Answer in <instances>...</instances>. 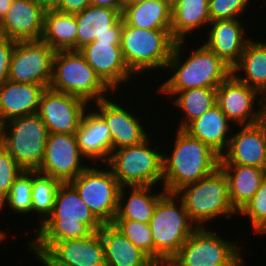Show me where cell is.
<instances>
[{
  "label": "cell",
  "mask_w": 266,
  "mask_h": 266,
  "mask_svg": "<svg viewBox=\"0 0 266 266\" xmlns=\"http://www.w3.org/2000/svg\"><path fill=\"white\" fill-rule=\"evenodd\" d=\"M154 245V259L175 256L189 236L198 228L190 219L176 193L166 192L149 221Z\"/></svg>",
  "instance_id": "ba28073f"
},
{
  "label": "cell",
  "mask_w": 266,
  "mask_h": 266,
  "mask_svg": "<svg viewBox=\"0 0 266 266\" xmlns=\"http://www.w3.org/2000/svg\"><path fill=\"white\" fill-rule=\"evenodd\" d=\"M114 94L118 95L117 92L112 93L111 98L109 96L90 105L105 120L110 130L112 152L122 147L138 145L151 135L150 132L153 133L145 128L147 124L142 122V115L139 116V112L134 115L127 104L122 105V98L116 99Z\"/></svg>",
  "instance_id": "4fadbf2b"
},
{
  "label": "cell",
  "mask_w": 266,
  "mask_h": 266,
  "mask_svg": "<svg viewBox=\"0 0 266 266\" xmlns=\"http://www.w3.org/2000/svg\"><path fill=\"white\" fill-rule=\"evenodd\" d=\"M76 14L46 11L41 40L55 51L76 50Z\"/></svg>",
  "instance_id": "1f68e13d"
},
{
  "label": "cell",
  "mask_w": 266,
  "mask_h": 266,
  "mask_svg": "<svg viewBox=\"0 0 266 266\" xmlns=\"http://www.w3.org/2000/svg\"><path fill=\"white\" fill-rule=\"evenodd\" d=\"M256 40L250 38L247 42L232 74L263 96L266 93V41Z\"/></svg>",
  "instance_id": "4dcf8cb0"
},
{
  "label": "cell",
  "mask_w": 266,
  "mask_h": 266,
  "mask_svg": "<svg viewBox=\"0 0 266 266\" xmlns=\"http://www.w3.org/2000/svg\"><path fill=\"white\" fill-rule=\"evenodd\" d=\"M171 151L162 146L163 183L168 193L178 190L214 173L220 165V156L201 140L176 128ZM168 147V148H167ZM167 152H166V151Z\"/></svg>",
  "instance_id": "3957f363"
},
{
  "label": "cell",
  "mask_w": 266,
  "mask_h": 266,
  "mask_svg": "<svg viewBox=\"0 0 266 266\" xmlns=\"http://www.w3.org/2000/svg\"><path fill=\"white\" fill-rule=\"evenodd\" d=\"M87 63L94 69L100 78L117 93L124 84L129 85L131 79L136 77L126 66L121 45L112 42L93 41L79 49Z\"/></svg>",
  "instance_id": "d6986e66"
},
{
  "label": "cell",
  "mask_w": 266,
  "mask_h": 266,
  "mask_svg": "<svg viewBox=\"0 0 266 266\" xmlns=\"http://www.w3.org/2000/svg\"><path fill=\"white\" fill-rule=\"evenodd\" d=\"M7 236H8V234L6 233V231H3V229L0 230V243H2V242L4 243V241H6V238H9Z\"/></svg>",
  "instance_id": "681fc988"
},
{
  "label": "cell",
  "mask_w": 266,
  "mask_h": 266,
  "mask_svg": "<svg viewBox=\"0 0 266 266\" xmlns=\"http://www.w3.org/2000/svg\"><path fill=\"white\" fill-rule=\"evenodd\" d=\"M98 232L103 242L106 266H149L151 258L112 223L102 224Z\"/></svg>",
  "instance_id": "83f0119b"
},
{
  "label": "cell",
  "mask_w": 266,
  "mask_h": 266,
  "mask_svg": "<svg viewBox=\"0 0 266 266\" xmlns=\"http://www.w3.org/2000/svg\"><path fill=\"white\" fill-rule=\"evenodd\" d=\"M213 227H198L182 245L175 258L182 266H221L241 249L239 241L224 238ZM240 245V246H239Z\"/></svg>",
  "instance_id": "8fae6325"
},
{
  "label": "cell",
  "mask_w": 266,
  "mask_h": 266,
  "mask_svg": "<svg viewBox=\"0 0 266 266\" xmlns=\"http://www.w3.org/2000/svg\"><path fill=\"white\" fill-rule=\"evenodd\" d=\"M45 11L57 10L63 0H39Z\"/></svg>",
  "instance_id": "f6af8a7d"
},
{
  "label": "cell",
  "mask_w": 266,
  "mask_h": 266,
  "mask_svg": "<svg viewBox=\"0 0 266 266\" xmlns=\"http://www.w3.org/2000/svg\"><path fill=\"white\" fill-rule=\"evenodd\" d=\"M171 4L174 2V1H176V0H168Z\"/></svg>",
  "instance_id": "f5cc1de1"
},
{
  "label": "cell",
  "mask_w": 266,
  "mask_h": 266,
  "mask_svg": "<svg viewBox=\"0 0 266 266\" xmlns=\"http://www.w3.org/2000/svg\"><path fill=\"white\" fill-rule=\"evenodd\" d=\"M216 103L234 126L262 121V95L233 74L217 87Z\"/></svg>",
  "instance_id": "9a60e30c"
},
{
  "label": "cell",
  "mask_w": 266,
  "mask_h": 266,
  "mask_svg": "<svg viewBox=\"0 0 266 266\" xmlns=\"http://www.w3.org/2000/svg\"><path fill=\"white\" fill-rule=\"evenodd\" d=\"M149 266H182V264L175 258V256H171L151 259Z\"/></svg>",
  "instance_id": "7bdbcfd3"
},
{
  "label": "cell",
  "mask_w": 266,
  "mask_h": 266,
  "mask_svg": "<svg viewBox=\"0 0 266 266\" xmlns=\"http://www.w3.org/2000/svg\"><path fill=\"white\" fill-rule=\"evenodd\" d=\"M251 0H209L210 21L242 19L249 7H253ZM248 8V9H247Z\"/></svg>",
  "instance_id": "74e56055"
},
{
  "label": "cell",
  "mask_w": 266,
  "mask_h": 266,
  "mask_svg": "<svg viewBox=\"0 0 266 266\" xmlns=\"http://www.w3.org/2000/svg\"><path fill=\"white\" fill-rule=\"evenodd\" d=\"M88 163L75 134L49 133L43 161L36 171L67 183L83 172Z\"/></svg>",
  "instance_id": "5bb4252c"
},
{
  "label": "cell",
  "mask_w": 266,
  "mask_h": 266,
  "mask_svg": "<svg viewBox=\"0 0 266 266\" xmlns=\"http://www.w3.org/2000/svg\"><path fill=\"white\" fill-rule=\"evenodd\" d=\"M125 0H90V5L123 10Z\"/></svg>",
  "instance_id": "b9f144b4"
},
{
  "label": "cell",
  "mask_w": 266,
  "mask_h": 266,
  "mask_svg": "<svg viewBox=\"0 0 266 266\" xmlns=\"http://www.w3.org/2000/svg\"><path fill=\"white\" fill-rule=\"evenodd\" d=\"M23 171L14 157L0 146V192L8 195L13 182Z\"/></svg>",
  "instance_id": "f35d334b"
},
{
  "label": "cell",
  "mask_w": 266,
  "mask_h": 266,
  "mask_svg": "<svg viewBox=\"0 0 266 266\" xmlns=\"http://www.w3.org/2000/svg\"><path fill=\"white\" fill-rule=\"evenodd\" d=\"M136 247L154 259V245L149 223L133 220H114L112 223Z\"/></svg>",
  "instance_id": "8d00e7d4"
},
{
  "label": "cell",
  "mask_w": 266,
  "mask_h": 266,
  "mask_svg": "<svg viewBox=\"0 0 266 266\" xmlns=\"http://www.w3.org/2000/svg\"><path fill=\"white\" fill-rule=\"evenodd\" d=\"M2 136H3V123L0 119V146H2Z\"/></svg>",
  "instance_id": "f907efd6"
},
{
  "label": "cell",
  "mask_w": 266,
  "mask_h": 266,
  "mask_svg": "<svg viewBox=\"0 0 266 266\" xmlns=\"http://www.w3.org/2000/svg\"><path fill=\"white\" fill-rule=\"evenodd\" d=\"M121 17L125 25L136 28L171 29V3L168 0L125 3Z\"/></svg>",
  "instance_id": "f546056e"
},
{
  "label": "cell",
  "mask_w": 266,
  "mask_h": 266,
  "mask_svg": "<svg viewBox=\"0 0 266 266\" xmlns=\"http://www.w3.org/2000/svg\"><path fill=\"white\" fill-rule=\"evenodd\" d=\"M101 226L75 188L69 182L61 183L52 214L37 226L25 246L37 260L54 242L87 238L98 232Z\"/></svg>",
  "instance_id": "6da1fadb"
},
{
  "label": "cell",
  "mask_w": 266,
  "mask_h": 266,
  "mask_svg": "<svg viewBox=\"0 0 266 266\" xmlns=\"http://www.w3.org/2000/svg\"><path fill=\"white\" fill-rule=\"evenodd\" d=\"M238 218L242 216L251 224L252 233L266 236V177L259 189L246 205L237 213Z\"/></svg>",
  "instance_id": "d590c367"
},
{
  "label": "cell",
  "mask_w": 266,
  "mask_h": 266,
  "mask_svg": "<svg viewBox=\"0 0 266 266\" xmlns=\"http://www.w3.org/2000/svg\"><path fill=\"white\" fill-rule=\"evenodd\" d=\"M69 183L102 224L113 223L121 186L106 164H90Z\"/></svg>",
  "instance_id": "30bf717a"
},
{
  "label": "cell",
  "mask_w": 266,
  "mask_h": 266,
  "mask_svg": "<svg viewBox=\"0 0 266 266\" xmlns=\"http://www.w3.org/2000/svg\"><path fill=\"white\" fill-rule=\"evenodd\" d=\"M45 12L39 0H13L0 20L1 36L15 41L41 40Z\"/></svg>",
  "instance_id": "7402d4cb"
},
{
  "label": "cell",
  "mask_w": 266,
  "mask_h": 266,
  "mask_svg": "<svg viewBox=\"0 0 266 266\" xmlns=\"http://www.w3.org/2000/svg\"><path fill=\"white\" fill-rule=\"evenodd\" d=\"M236 127L220 164L248 165L266 170V123L262 120Z\"/></svg>",
  "instance_id": "ffe728a7"
},
{
  "label": "cell",
  "mask_w": 266,
  "mask_h": 266,
  "mask_svg": "<svg viewBox=\"0 0 266 266\" xmlns=\"http://www.w3.org/2000/svg\"><path fill=\"white\" fill-rule=\"evenodd\" d=\"M90 5V0H63L57 9L63 13L77 14Z\"/></svg>",
  "instance_id": "60d3db41"
},
{
  "label": "cell",
  "mask_w": 266,
  "mask_h": 266,
  "mask_svg": "<svg viewBox=\"0 0 266 266\" xmlns=\"http://www.w3.org/2000/svg\"><path fill=\"white\" fill-rule=\"evenodd\" d=\"M61 181L32 170L31 214L37 215L39 226L52 214L55 197Z\"/></svg>",
  "instance_id": "836d02e7"
},
{
  "label": "cell",
  "mask_w": 266,
  "mask_h": 266,
  "mask_svg": "<svg viewBox=\"0 0 266 266\" xmlns=\"http://www.w3.org/2000/svg\"><path fill=\"white\" fill-rule=\"evenodd\" d=\"M210 22L209 0H176L171 4V34L176 41L191 39L195 43L191 37L206 32Z\"/></svg>",
  "instance_id": "484cf974"
},
{
  "label": "cell",
  "mask_w": 266,
  "mask_h": 266,
  "mask_svg": "<svg viewBox=\"0 0 266 266\" xmlns=\"http://www.w3.org/2000/svg\"><path fill=\"white\" fill-rule=\"evenodd\" d=\"M175 98V99H174ZM170 100L180 110L178 129H184L191 121L200 117L217 103V88H192L175 93ZM183 114V115H182Z\"/></svg>",
  "instance_id": "d6a6232c"
},
{
  "label": "cell",
  "mask_w": 266,
  "mask_h": 266,
  "mask_svg": "<svg viewBox=\"0 0 266 266\" xmlns=\"http://www.w3.org/2000/svg\"><path fill=\"white\" fill-rule=\"evenodd\" d=\"M149 0H125V3H142Z\"/></svg>",
  "instance_id": "816d5d0a"
},
{
  "label": "cell",
  "mask_w": 266,
  "mask_h": 266,
  "mask_svg": "<svg viewBox=\"0 0 266 266\" xmlns=\"http://www.w3.org/2000/svg\"><path fill=\"white\" fill-rule=\"evenodd\" d=\"M242 19L212 21L207 26L202 38L204 45L214 52L226 65L233 69L243 54L247 42L250 40ZM246 29H245V28ZM208 31V32H207ZM247 35V36H246ZM247 37V38H246ZM206 38V39H205ZM249 38V39H248Z\"/></svg>",
  "instance_id": "44dd1931"
},
{
  "label": "cell",
  "mask_w": 266,
  "mask_h": 266,
  "mask_svg": "<svg viewBox=\"0 0 266 266\" xmlns=\"http://www.w3.org/2000/svg\"><path fill=\"white\" fill-rule=\"evenodd\" d=\"M122 10L89 5L76 14V50L93 41L121 45Z\"/></svg>",
  "instance_id": "ac0fdd59"
},
{
  "label": "cell",
  "mask_w": 266,
  "mask_h": 266,
  "mask_svg": "<svg viewBox=\"0 0 266 266\" xmlns=\"http://www.w3.org/2000/svg\"><path fill=\"white\" fill-rule=\"evenodd\" d=\"M233 128V124L216 104L183 130L201 140L221 157L228 148L231 134L235 131Z\"/></svg>",
  "instance_id": "cb8c5ba5"
},
{
  "label": "cell",
  "mask_w": 266,
  "mask_h": 266,
  "mask_svg": "<svg viewBox=\"0 0 266 266\" xmlns=\"http://www.w3.org/2000/svg\"><path fill=\"white\" fill-rule=\"evenodd\" d=\"M7 206V195L3 192H0V212L3 210L5 211V208Z\"/></svg>",
  "instance_id": "7dc6e473"
},
{
  "label": "cell",
  "mask_w": 266,
  "mask_h": 266,
  "mask_svg": "<svg viewBox=\"0 0 266 266\" xmlns=\"http://www.w3.org/2000/svg\"><path fill=\"white\" fill-rule=\"evenodd\" d=\"M160 189L158 186L120 187L118 208L114 220H133L149 223L158 200L166 193L163 188Z\"/></svg>",
  "instance_id": "4316f807"
},
{
  "label": "cell",
  "mask_w": 266,
  "mask_h": 266,
  "mask_svg": "<svg viewBox=\"0 0 266 266\" xmlns=\"http://www.w3.org/2000/svg\"><path fill=\"white\" fill-rule=\"evenodd\" d=\"M46 88L42 85L6 81L0 86V119H12L35 114Z\"/></svg>",
  "instance_id": "d4e9b609"
},
{
  "label": "cell",
  "mask_w": 266,
  "mask_h": 266,
  "mask_svg": "<svg viewBox=\"0 0 266 266\" xmlns=\"http://www.w3.org/2000/svg\"><path fill=\"white\" fill-rule=\"evenodd\" d=\"M49 88L78 97L89 105L115 93L87 63L79 50L56 51Z\"/></svg>",
  "instance_id": "8992f818"
},
{
  "label": "cell",
  "mask_w": 266,
  "mask_h": 266,
  "mask_svg": "<svg viewBox=\"0 0 266 266\" xmlns=\"http://www.w3.org/2000/svg\"><path fill=\"white\" fill-rule=\"evenodd\" d=\"M37 260L42 266H106L99 232L87 238L54 242Z\"/></svg>",
  "instance_id": "e0dca14e"
},
{
  "label": "cell",
  "mask_w": 266,
  "mask_h": 266,
  "mask_svg": "<svg viewBox=\"0 0 266 266\" xmlns=\"http://www.w3.org/2000/svg\"><path fill=\"white\" fill-rule=\"evenodd\" d=\"M15 40L0 37V86L9 81L10 60L15 48Z\"/></svg>",
  "instance_id": "ab89813d"
},
{
  "label": "cell",
  "mask_w": 266,
  "mask_h": 266,
  "mask_svg": "<svg viewBox=\"0 0 266 266\" xmlns=\"http://www.w3.org/2000/svg\"><path fill=\"white\" fill-rule=\"evenodd\" d=\"M55 53L42 40L16 41L10 60L9 81L49 88Z\"/></svg>",
  "instance_id": "7c38bea8"
},
{
  "label": "cell",
  "mask_w": 266,
  "mask_h": 266,
  "mask_svg": "<svg viewBox=\"0 0 266 266\" xmlns=\"http://www.w3.org/2000/svg\"><path fill=\"white\" fill-rule=\"evenodd\" d=\"M75 135L89 164H106L112 153L111 133L105 120L91 106L85 111Z\"/></svg>",
  "instance_id": "603a6c76"
},
{
  "label": "cell",
  "mask_w": 266,
  "mask_h": 266,
  "mask_svg": "<svg viewBox=\"0 0 266 266\" xmlns=\"http://www.w3.org/2000/svg\"><path fill=\"white\" fill-rule=\"evenodd\" d=\"M13 0H0V20L7 13Z\"/></svg>",
  "instance_id": "bcb514c9"
},
{
  "label": "cell",
  "mask_w": 266,
  "mask_h": 266,
  "mask_svg": "<svg viewBox=\"0 0 266 266\" xmlns=\"http://www.w3.org/2000/svg\"><path fill=\"white\" fill-rule=\"evenodd\" d=\"M49 131L35 113L3 124L2 146L24 170H37L44 158Z\"/></svg>",
  "instance_id": "9c48e42d"
},
{
  "label": "cell",
  "mask_w": 266,
  "mask_h": 266,
  "mask_svg": "<svg viewBox=\"0 0 266 266\" xmlns=\"http://www.w3.org/2000/svg\"><path fill=\"white\" fill-rule=\"evenodd\" d=\"M32 170H24L13 182L7 195V211L21 215L31 213ZM21 214V215H19Z\"/></svg>",
  "instance_id": "e575fe53"
},
{
  "label": "cell",
  "mask_w": 266,
  "mask_h": 266,
  "mask_svg": "<svg viewBox=\"0 0 266 266\" xmlns=\"http://www.w3.org/2000/svg\"><path fill=\"white\" fill-rule=\"evenodd\" d=\"M187 42L189 41H177L175 44L172 56L165 68L171 74L168 79H164L163 83L157 86L158 89L155 88L161 97L164 95L171 98L179 91L192 88H217L232 74V69L203 42L196 45L198 48L192 44L191 49L186 44ZM183 47L185 49L188 47L187 50L190 52L188 53ZM184 51H186L185 54H183ZM186 54L188 55L185 56Z\"/></svg>",
  "instance_id": "7a4b0ae2"
},
{
  "label": "cell",
  "mask_w": 266,
  "mask_h": 266,
  "mask_svg": "<svg viewBox=\"0 0 266 266\" xmlns=\"http://www.w3.org/2000/svg\"><path fill=\"white\" fill-rule=\"evenodd\" d=\"M242 251L241 249L227 264L221 266H245L247 262Z\"/></svg>",
  "instance_id": "ee69618b"
},
{
  "label": "cell",
  "mask_w": 266,
  "mask_h": 266,
  "mask_svg": "<svg viewBox=\"0 0 266 266\" xmlns=\"http://www.w3.org/2000/svg\"><path fill=\"white\" fill-rule=\"evenodd\" d=\"M176 195L197 227H207L224 217L227 221L238 216L231 205L229 182L220 168L211 175L184 186Z\"/></svg>",
  "instance_id": "5b68a950"
},
{
  "label": "cell",
  "mask_w": 266,
  "mask_h": 266,
  "mask_svg": "<svg viewBox=\"0 0 266 266\" xmlns=\"http://www.w3.org/2000/svg\"><path fill=\"white\" fill-rule=\"evenodd\" d=\"M150 135L142 143L114 150L106 165L122 186L162 187V145ZM155 143V144H154ZM157 144V145H156ZM161 147V149H160Z\"/></svg>",
  "instance_id": "52a82bcc"
},
{
  "label": "cell",
  "mask_w": 266,
  "mask_h": 266,
  "mask_svg": "<svg viewBox=\"0 0 266 266\" xmlns=\"http://www.w3.org/2000/svg\"><path fill=\"white\" fill-rule=\"evenodd\" d=\"M262 120L266 123V93L262 96Z\"/></svg>",
  "instance_id": "c3c4849f"
},
{
  "label": "cell",
  "mask_w": 266,
  "mask_h": 266,
  "mask_svg": "<svg viewBox=\"0 0 266 266\" xmlns=\"http://www.w3.org/2000/svg\"><path fill=\"white\" fill-rule=\"evenodd\" d=\"M230 188L231 205L238 213L254 196L266 177V170L239 164H220Z\"/></svg>",
  "instance_id": "f1b7e54d"
},
{
  "label": "cell",
  "mask_w": 266,
  "mask_h": 266,
  "mask_svg": "<svg viewBox=\"0 0 266 266\" xmlns=\"http://www.w3.org/2000/svg\"><path fill=\"white\" fill-rule=\"evenodd\" d=\"M176 42L171 34V29L148 30L123 23L121 31L122 54L126 66L135 77L140 76L141 78V75L150 72H153L154 75L160 70L164 74Z\"/></svg>",
  "instance_id": "277c9868"
},
{
  "label": "cell",
  "mask_w": 266,
  "mask_h": 266,
  "mask_svg": "<svg viewBox=\"0 0 266 266\" xmlns=\"http://www.w3.org/2000/svg\"><path fill=\"white\" fill-rule=\"evenodd\" d=\"M89 106L78 97L47 88L40 98L37 114L49 133L75 134Z\"/></svg>",
  "instance_id": "2e32d148"
}]
</instances>
